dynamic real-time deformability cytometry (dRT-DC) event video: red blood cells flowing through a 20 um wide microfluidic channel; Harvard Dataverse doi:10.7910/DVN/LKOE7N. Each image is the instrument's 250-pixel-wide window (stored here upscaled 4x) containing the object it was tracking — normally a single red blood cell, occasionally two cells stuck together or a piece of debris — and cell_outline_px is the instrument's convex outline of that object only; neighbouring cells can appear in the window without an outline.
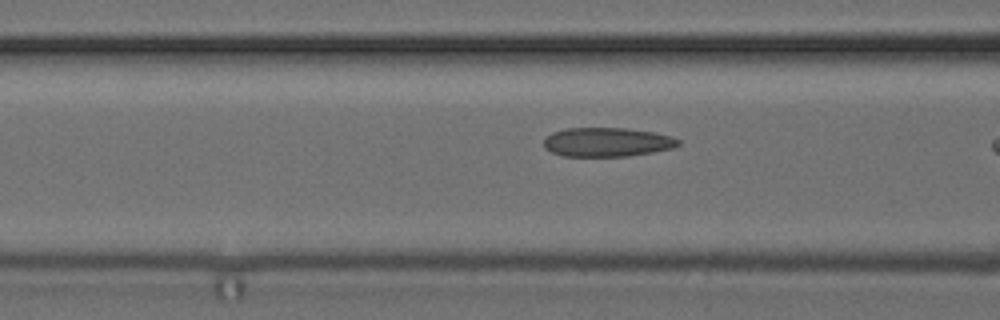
{"species": "common noctule bat (a hibernating species)", "species_latin": "Nyctalus noctula", "temperature_condition": "cold", "stored_images_in_passage": 39, "camera_frame_rate_fps": 3000, "um_per_image_px": 0.085, "animal": {"sex": "female", "body_mass_g": 24.6, "forearm_length_mm": 56.2}, "frame": {"image": 1, "passage_image": 18, "time_ms": 5.667, "image_size_px": [1000, 320], "cell_outline_px": [[680, 144], [672, 148], [652, 152], [628, 156], [564, 156], [552, 152], [544, 148], [544, 140], [552, 132], [568, 128], [628, 128], [652, 132], [672, 136], [680, 140]], "centroid_in_image_um": [51.61, 12.08], "position_along_channel_um": 115.0, "area_um2": 22.72}}
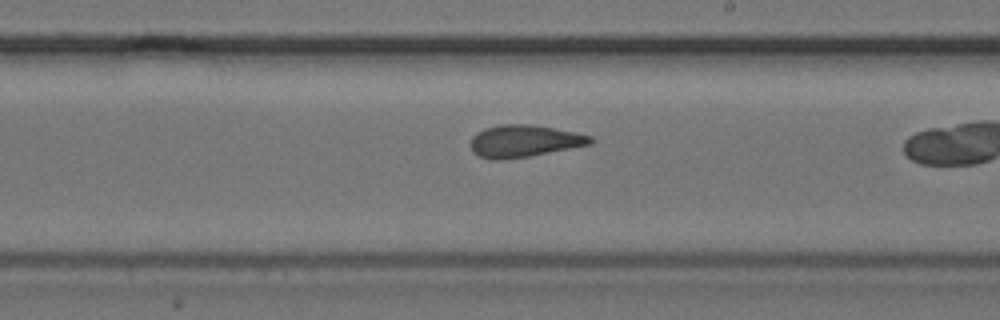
{"frame": {"image": 2, "passage_image": 28, "time_ms": 9.0, "image_size_px": [1000, 320], "cell_outline_px": [[596, 140], [592, 144], [528, 156], [500, 160], [492, 160], [480, 156], [472, 152], [472, 136], [476, 132], [484, 128], [500, 124], [532, 124], [576, 132], [592, 136]], "centroid_in_image_um": [44.57, 11.97], "position_along_channel_um": 244.4, "area_um2": 22.48}}
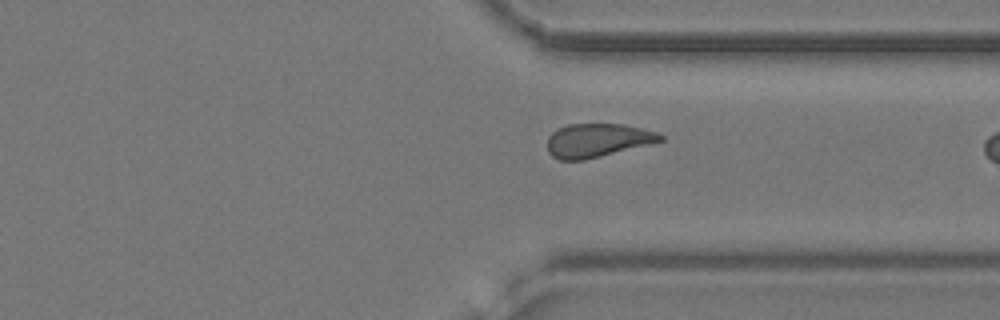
{"frame": {"image": 3, "passage_image": 37, "time_ms": 12.0, "image_size_px": [1000, 320], "cell_outline_px": [[664, 140], [652, 144], [584, 160], [560, 160], [552, 156], [548, 152], [548, 136], [552, 132], [568, 124], [624, 124], [656, 132], [664, 136]], "centroid_in_image_um": [50.79, 11.93], "position_along_channel_um": 360.6, "area_um2": 22.14}}